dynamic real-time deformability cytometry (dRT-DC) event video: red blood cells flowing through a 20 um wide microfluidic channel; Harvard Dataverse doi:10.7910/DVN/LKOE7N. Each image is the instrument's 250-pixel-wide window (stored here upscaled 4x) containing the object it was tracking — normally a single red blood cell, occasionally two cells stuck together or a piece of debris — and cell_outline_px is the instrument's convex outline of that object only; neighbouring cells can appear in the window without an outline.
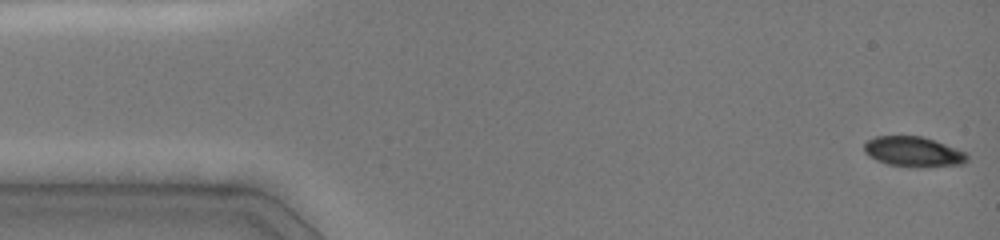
{"species": "common noctule bat (a hibernating species)", "species_latin": "Nyctalus noctula", "temperature_condition": "cold", "stored_images_in_passage": 38, "camera_frame_rate_fps": 3000, "um_per_image_px": 0.085, "animal": {"sex": "female", "body_mass_g": 19.0, "forearm_length_mm": 51.5}, "frame": {"image": 1, "passage_image": 1, "time_ms": 0.0, "image_size_px": [1000, 240], "cell_outline_px": [[968, 160], [964, 164], [916, 168], [888, 164], [876, 160], [868, 156], [864, 152], [864, 144], [868, 140], [876, 136], [920, 136], [956, 148], [964, 152], [968, 156]], "centroid_in_image_um": [77.62, 12.91], "position_along_channel_um": 7.4, "area_um2": 18.09}}
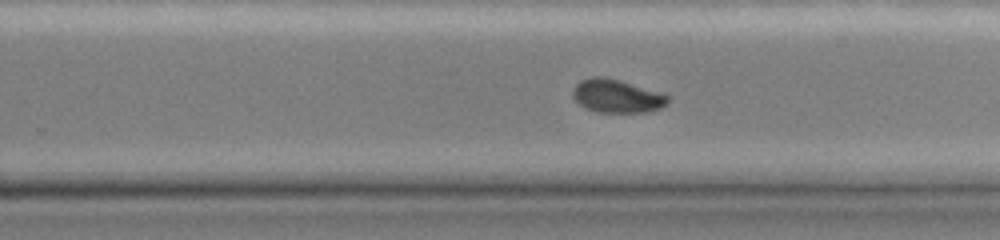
{"frame": {"image": 2, "passage_image": 31, "time_ms": 9.667, "image_size_px": [1000, 240], "cell_outline_px": [[668, 104], [660, 108], [648, 112], [600, 112], [588, 108], [580, 104], [572, 96], [572, 88], [580, 80], [592, 76], [604, 76], [620, 80], [664, 92], [668, 96]], "centroid_in_image_um": [52.46, 8.14], "position_along_channel_um": 277.3, "area_um2": 18.67}}
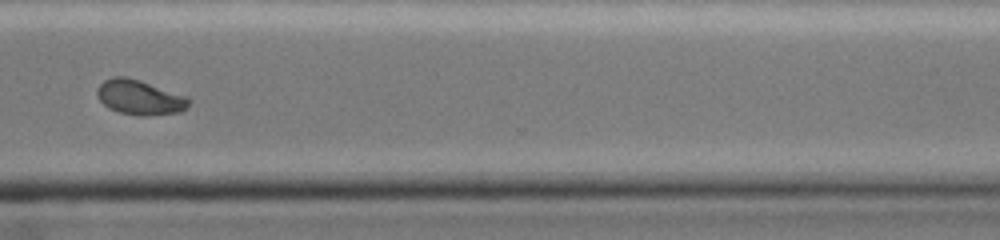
{"frame": {"image": 3, "passage_image": 37, "time_ms": 11.667, "image_size_px": [1000, 240], "cell_outline_px": [[192, 100], [188, 108], [180, 112], [148, 116], [140, 116], [120, 112], [108, 108], [96, 96], [96, 88], [104, 80], [112, 76], [128, 76], [188, 96]], "centroid_in_image_um": [11.9, 8.27], "position_along_channel_um": 358.7, "area_um2": 19.02}}